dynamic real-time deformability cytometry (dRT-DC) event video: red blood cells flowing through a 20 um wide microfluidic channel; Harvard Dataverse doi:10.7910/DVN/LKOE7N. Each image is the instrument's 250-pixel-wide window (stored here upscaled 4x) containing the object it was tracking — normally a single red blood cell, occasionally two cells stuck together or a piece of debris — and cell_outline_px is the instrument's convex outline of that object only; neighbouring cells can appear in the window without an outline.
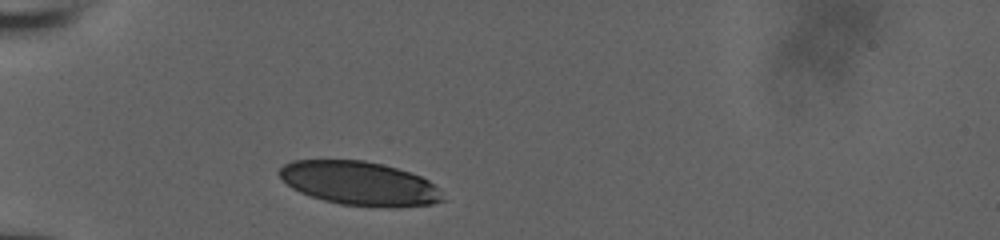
{"species": "human", "species_latin": "Homo sapiens", "temperature_condition": "room temperature", "stored_images_in_passage": 32, "camera_frame_rate_fps": 3000, "um_per_image_px": 0.085, "donor": {"sex": "male"}, "frame": {"image": 1, "passage_image": 1, "time_ms": 0.0, "image_size_px": [1000, 240], "cell_outline_px": [[448, 200], [432, 204], [340, 204], [324, 200], [300, 192], [292, 188], [276, 172], [284, 164], [292, 160], [364, 160], [396, 168], [420, 176], [428, 180], [440, 188]], "centroid_in_image_um": [30.53, 15.54], "position_along_channel_um": 54.5, "area_um2": 40.58}}
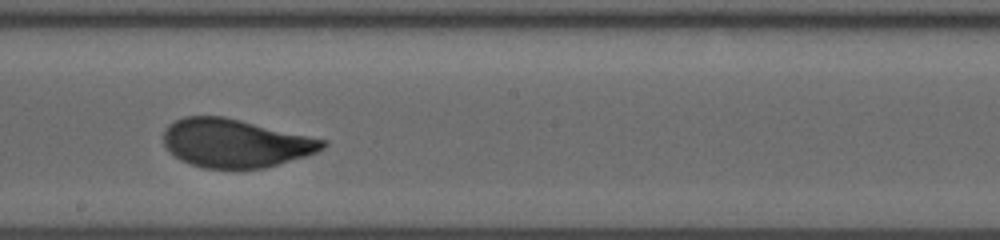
{"frame": {"image": 2, "passage_image": 16, "time_ms": 5.0, "image_size_px": [1000, 240], "cell_outline_px": [[328, 144], [324, 148], [308, 156], [264, 168], [204, 168], [180, 160], [168, 152], [164, 144], [164, 132], [168, 124], [184, 116], [224, 116], [328, 140]], "centroid_in_image_um": [20.01, 12.16], "position_along_channel_um": 228.2, "area_um2": 45.08}}
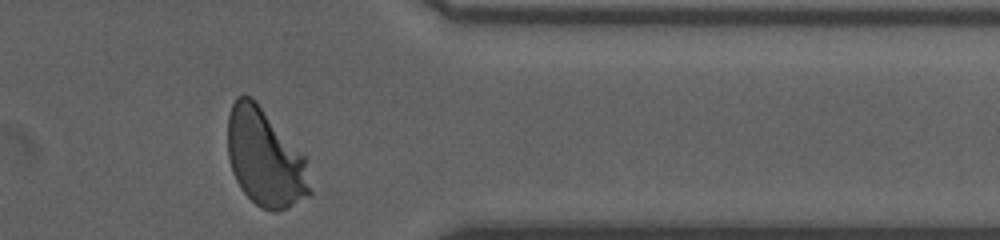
{"frame": {"image": 3, "passage_image": 29, "time_ms": 9.333, "image_size_px": [1000, 240], "cell_outline_px": [[312, 192], [308, 196], [276, 212], [272, 212], [256, 204], [240, 188], [232, 172], [228, 156], [228, 116], [232, 104], [236, 96], [248, 96], [256, 100], [308, 156]], "centroid_in_image_um": [22.58, 13.39], "position_along_channel_um": 388.8, "area_um2": 47.57}, "authors_computed_cell_mechanics": {"area_um2": 45.1707, "velocity_mm_per_s": 3.9061, "shape_relaxation_time_tau1_ms": 3.7138, "shape_relaxation_time_tau2_ms": null, "deformation_change_tau1": 0.1612, "deformation_change_tau2": null}}